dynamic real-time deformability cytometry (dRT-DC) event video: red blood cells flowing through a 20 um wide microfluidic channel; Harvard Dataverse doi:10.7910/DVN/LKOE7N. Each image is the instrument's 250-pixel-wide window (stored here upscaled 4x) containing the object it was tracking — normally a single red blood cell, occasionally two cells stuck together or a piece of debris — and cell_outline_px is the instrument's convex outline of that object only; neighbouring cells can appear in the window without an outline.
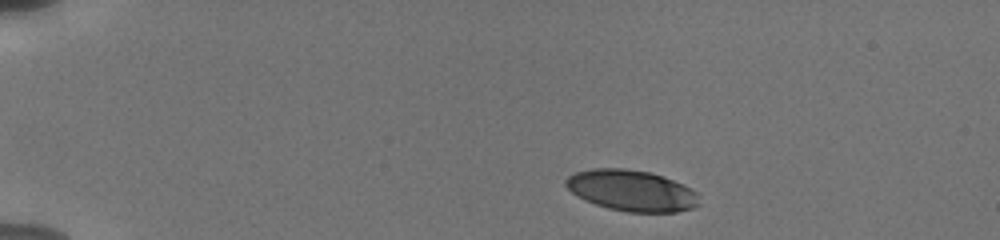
{"species": "human", "species_latin": "Homo sapiens", "temperature_condition": "cold", "stored_images_in_passage": 27, "camera_frame_rate_fps": 3000, "um_per_image_px": 0.085, "donor": {"sex": "male"}, "frame": {"image": 1, "passage_image": 1, "time_ms": 0.0, "image_size_px": [1000, 240], "cell_outline_px": [[700, 204], [692, 208], [676, 212], [628, 212], [608, 208], [584, 200], [572, 192], [564, 184], [564, 180], [568, 176], [576, 172], [592, 168], [624, 168], [652, 172], [664, 176], [684, 184], [692, 188], [696, 192]], "centroid_in_image_um": [53.7, 16.19], "position_along_channel_um": 31.3, "area_um2": 32.14}}
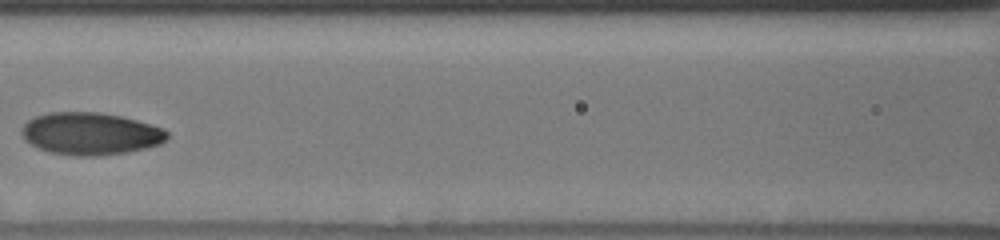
{"frame": {"image": 2, "passage_image": 10, "time_ms": 5.667, "image_size_px": [1000, 240], "cell_outline_px": [[168, 140], [160, 144], [144, 148], [124, 152], [100, 156], [76, 156], [48, 152], [24, 140], [20, 132], [24, 124], [28, 120], [36, 116], [48, 112], [100, 112], [120, 116], [136, 120], [164, 128], [168, 132]], "centroid_in_image_um": [7.68, 11.36], "position_along_channel_um": 158.9, "area_um2": 35.95}}
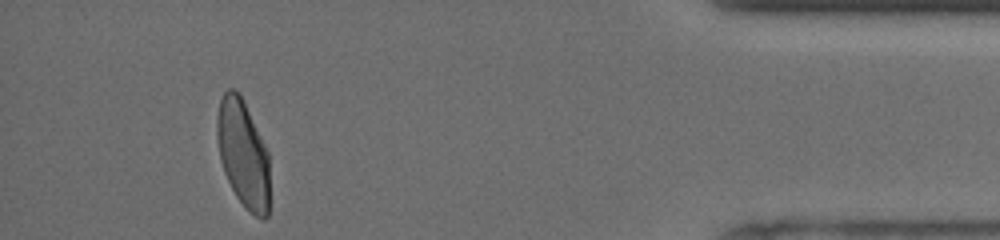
{"frame": {"image": 3, "passage_image": 24, "time_ms": 13.667, "image_size_px": [1000, 240], "cell_outline_px": [[268, 216], [264, 220], [260, 220], [236, 196], [224, 172], [220, 160], [216, 136], [216, 116], [220, 100], [224, 92], [228, 88], [236, 88], [240, 92], [244, 100], [268, 152]], "centroid_in_image_um": [20.63, 13.0], "position_along_channel_um": 414.6, "area_um2": 32.95}, "authors_computed_cell_mechanics": {"area_um2": 34.391, "velocity_mm_per_s": 3.7921, "shape_relaxation_time_tau1_ms": 3.1943, "shape_relaxation_time_tau2_ms": 1.1028, "deformation_change_tau1": 0.1516, "deformation_change_tau2": 0.0403}}